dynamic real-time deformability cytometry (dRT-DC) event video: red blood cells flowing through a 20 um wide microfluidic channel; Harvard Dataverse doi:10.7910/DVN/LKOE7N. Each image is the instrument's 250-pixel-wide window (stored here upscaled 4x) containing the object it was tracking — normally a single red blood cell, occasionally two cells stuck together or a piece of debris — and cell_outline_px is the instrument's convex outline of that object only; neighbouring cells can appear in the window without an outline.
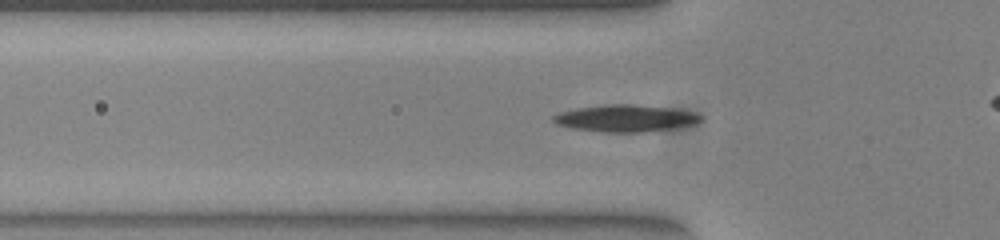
{"species": "common noctule bat (a hibernating species)", "species_latin": "Nyctalus noctula", "temperature_condition": "warm", "stored_images_in_passage": 49, "camera_frame_rate_fps": 3000, "um_per_image_px": 0.085, "animal": {"sex": "female", "body_mass_g": 23.0, "forearm_length_mm": 53.4}, "frame": {"image": 1, "passage_image": 15, "time_ms": 4.667, "image_size_px": [1000, 240], "cell_outline_px": [[704, 116], [696, 124], [676, 128], [644, 132], [604, 132], [572, 128], [556, 124], [552, 120], [552, 116], [560, 112], [576, 108], [608, 104], [632, 104], [672, 108], [692, 112]], "centroid_in_image_um": [53.18, 10.05], "position_along_channel_um": 72.6, "area_um2": 23.24}}
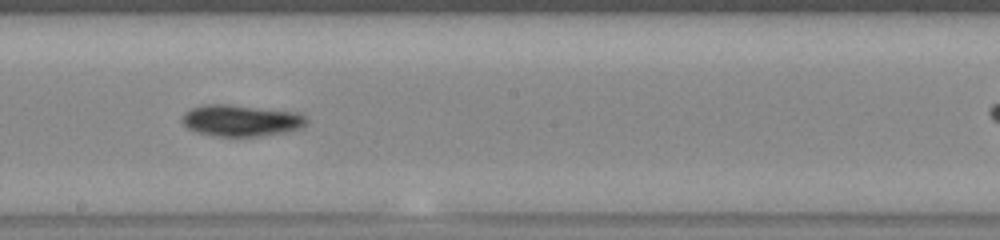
{"frame": {"image": 2, "passage_image": 27, "time_ms": 8.667, "image_size_px": [1000, 240], "cell_outline_px": [[308, 120], [300, 128], [284, 132], [256, 136], [216, 136], [196, 132], [188, 128], [180, 120], [184, 112], [192, 108], [204, 104], [228, 104], [296, 112], [304, 116]], "centroid_in_image_um": [20.43, 10.24], "position_along_channel_um": 227.8, "area_um2": 22.66}}
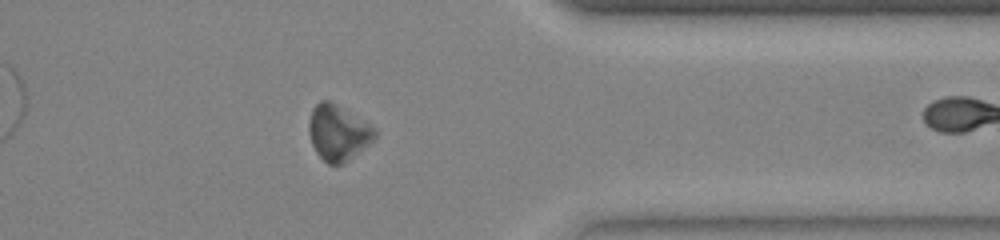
{"frame": {"image": 3, "passage_image": 40, "time_ms": 13.0, "image_size_px": [1000, 240], "cell_outline_px": [[376, 136], [368, 144], [344, 164], [328, 164], [316, 152], [312, 144], [308, 132], [308, 120], [312, 108], [320, 100], [328, 100], [336, 104], [376, 128]], "centroid_in_image_um": [28.7, 11.27], "position_along_channel_um": 382.7, "area_um2": 21.21}}